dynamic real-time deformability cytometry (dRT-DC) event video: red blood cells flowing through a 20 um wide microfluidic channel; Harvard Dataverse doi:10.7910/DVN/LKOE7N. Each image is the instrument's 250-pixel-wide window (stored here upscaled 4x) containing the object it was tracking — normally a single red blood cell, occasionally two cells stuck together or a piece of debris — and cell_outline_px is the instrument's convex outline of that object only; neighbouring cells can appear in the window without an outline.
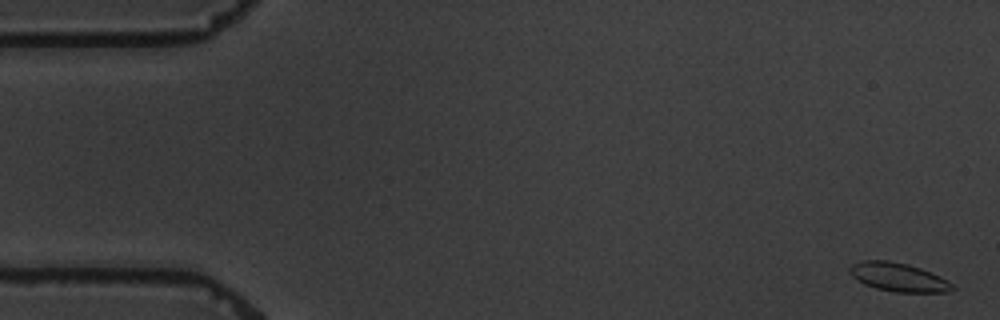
{"species": "common noctule bat (a hibernating species)", "species_latin": "Nyctalus noctula", "temperature_condition": "warm", "stored_images_in_passage": 5, "camera_frame_rate_fps": 3000, "um_per_image_px": 0.085, "animal": {"sex": "male", "body_mass_g": 19.5, "forearm_length_mm": 54.6}, "frame": {"image": 1, "passage_image": 1, "time_ms": 0.0, "image_size_px": [1000, 320], "cell_outline_px": [[956, 288], [948, 292], [896, 292], [876, 288], [864, 284], [852, 276], [848, 268], [852, 264], [860, 260], [888, 260], [908, 264], [920, 268], [940, 276], [952, 284]], "centroid_in_image_um": [76.35, 23.55], "position_along_channel_um": 8.7, "area_um2": 17.11}}